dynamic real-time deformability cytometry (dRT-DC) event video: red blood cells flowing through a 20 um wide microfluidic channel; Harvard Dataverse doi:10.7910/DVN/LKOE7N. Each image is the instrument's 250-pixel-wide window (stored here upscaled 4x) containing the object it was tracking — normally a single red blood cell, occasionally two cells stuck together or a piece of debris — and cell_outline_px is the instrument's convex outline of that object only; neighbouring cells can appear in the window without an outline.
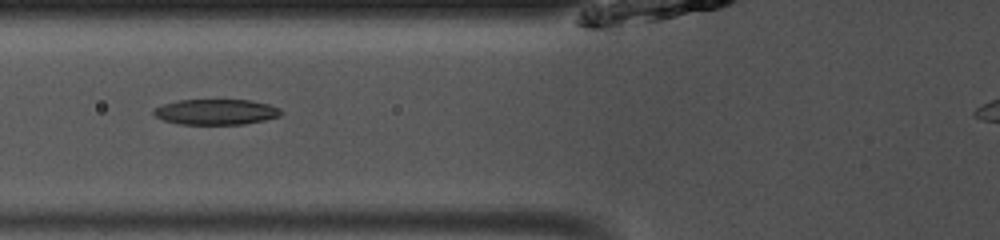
{"species": "common noctule bat (a hibernating species)", "species_latin": "Nyctalus noctula", "temperature_condition": "room temperature", "stored_images_in_passage": 36, "camera_frame_rate_fps": 3000, "um_per_image_px": 0.085, "animal": {"sex": "male", "body_mass_g": 13.0, "forearm_length_mm": 53.1}, "frame": {"image": 1, "passage_image": 9, "time_ms": 2.667, "image_size_px": [1000, 240], "cell_outline_px": [[284, 112], [280, 116], [264, 120], [244, 124], [180, 124], [164, 120], [156, 116], [152, 112], [156, 108], [164, 104], [180, 100], [252, 100], [268, 104], [280, 108]], "centroid_in_image_um": [18.41, 9.51], "position_along_channel_um": 107.4, "area_um2": 18.84}}
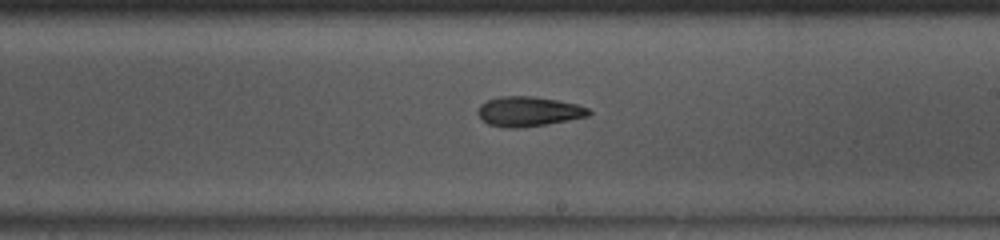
{"frame": {"image": 2, "passage_image": 19, "time_ms": 6.0, "image_size_px": [1000, 240], "cell_outline_px": [[592, 112], [588, 116], [568, 120], [520, 128], [508, 128], [488, 124], [476, 112], [480, 104], [488, 100], [500, 96], [532, 96], [556, 100], [576, 104], [588, 108]], "centroid_in_image_um": [44.91, 9.47], "position_along_channel_um": 244.1, "area_um2": 19.07}}
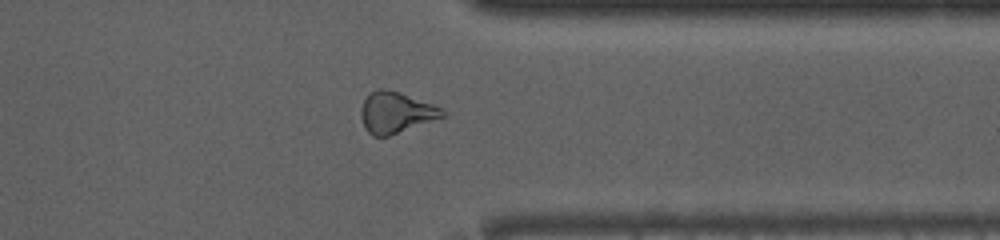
{"frame": {"image": 3, "passage_image": 29, "time_ms": 9.333, "image_size_px": [1000, 240], "cell_outline_px": [[444, 116], [388, 136], [372, 136], [364, 128], [360, 116], [360, 112], [364, 100], [376, 88], [384, 88], [400, 92], [432, 104], [440, 108], [444, 112]], "centroid_in_image_um": [33.59, 9.55], "position_along_channel_um": 377.8, "area_um2": 19.19}}